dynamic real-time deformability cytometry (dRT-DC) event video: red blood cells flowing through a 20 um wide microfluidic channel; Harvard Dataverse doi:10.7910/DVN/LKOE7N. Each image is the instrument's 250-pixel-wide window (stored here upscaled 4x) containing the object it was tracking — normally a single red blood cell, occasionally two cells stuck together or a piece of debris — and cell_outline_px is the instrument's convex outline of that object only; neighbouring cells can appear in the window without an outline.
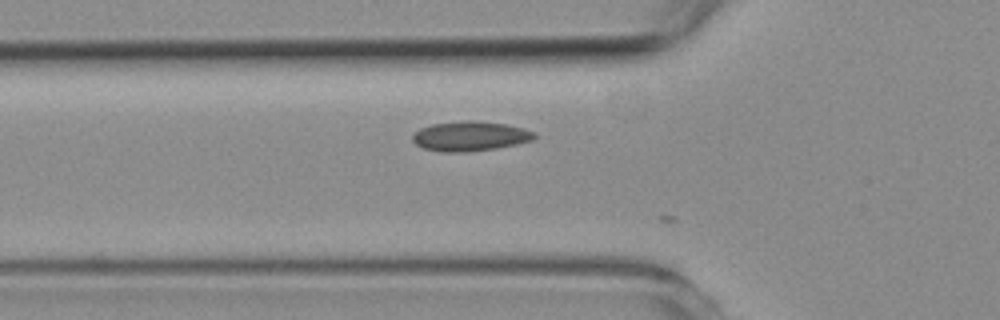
{"species": "common noctule bat (a hibernating species)", "species_latin": "Nyctalus noctula", "temperature_condition": "room temperature", "stored_images_in_passage": 11, "camera_frame_rate_fps": 3000, "um_per_image_px": 0.085, "animal": {"sex": "female", "body_mass_g": 19.3, "forearm_length_mm": 54.1}, "frame": {"image": 1, "passage_image": 9, "time_ms": 2.667, "image_size_px": [1000, 320], "cell_outline_px": [[536, 136], [532, 140], [516, 144], [496, 148], [464, 152], [440, 152], [424, 148], [416, 144], [412, 140], [412, 136], [420, 128], [432, 124], [468, 120], [472, 120], [508, 124], [524, 128], [532, 132]], "centroid_in_image_um": [39.94, 11.57], "position_along_channel_um": 85.9, "area_um2": 20.98}}